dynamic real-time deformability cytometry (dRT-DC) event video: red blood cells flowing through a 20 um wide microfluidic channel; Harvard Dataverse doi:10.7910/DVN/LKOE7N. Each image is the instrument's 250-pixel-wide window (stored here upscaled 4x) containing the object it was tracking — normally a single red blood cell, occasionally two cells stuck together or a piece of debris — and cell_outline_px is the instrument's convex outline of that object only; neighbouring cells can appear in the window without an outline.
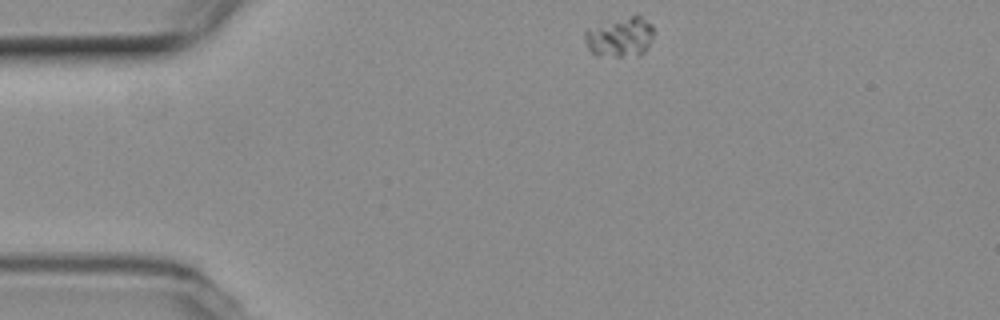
{"species": "common noctule bat (a hibernating species)", "species_latin": "Nyctalus noctula", "temperature_condition": "room temperature", "stored_images_in_passage": 47, "camera_frame_rate_fps": 3000, "um_per_image_px": 0.085, "animal": {"sex": "female", "body_mass_g": 19.3, "forearm_length_mm": 54.1}, "frame": {"image": 1, "passage_image": 1, "time_ms": 0.0, "image_size_px": [1000, 320], "cell_outline_px": [[652, 40], [648, 48], [640, 56], [596, 56], [588, 48], [584, 40], [584, 32], [636, 12], [652, 24]], "centroid_in_image_um": [52.76, 3.16], "position_along_channel_um": 32.2, "area_um2": 16.01}}
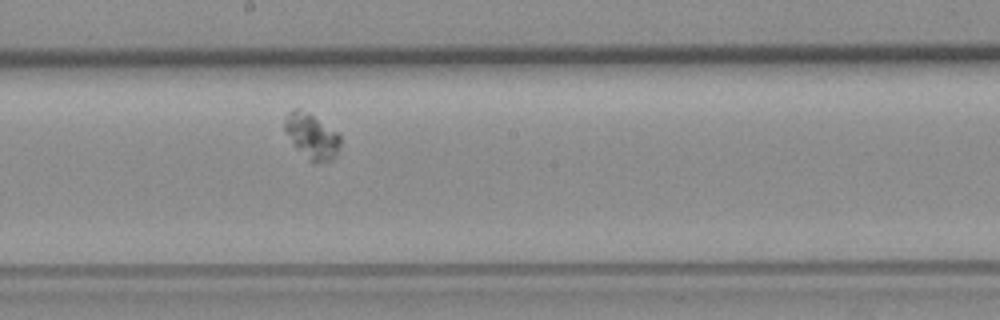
{"frame": {"image": 2, "passage_image": 21, "time_ms": 6.667, "image_size_px": [1000, 320], "cell_outline_px": [[340, 148], [328, 160], [316, 164], [296, 144], [284, 128], [284, 120], [288, 112], [292, 108], [300, 108], [336, 132], [340, 136]], "centroid_in_image_um": [26.5, 11.51], "position_along_channel_um": 221.7, "area_um2": 13.58}}
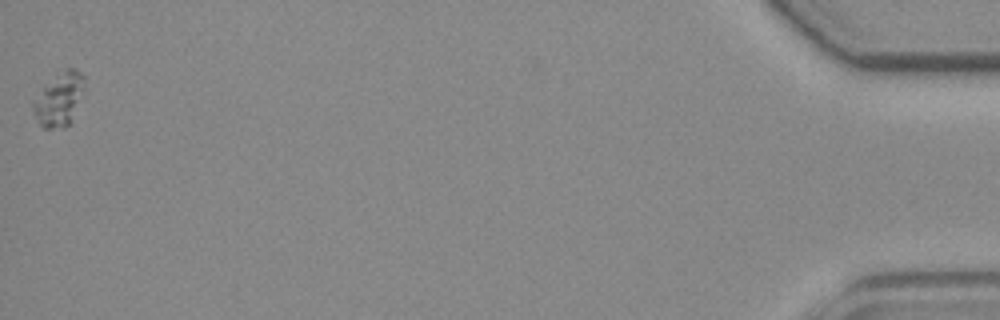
{"frame": {"image": 3, "passage_image": 47, "time_ms": 15.333, "image_size_px": [1000, 320], "cell_outline_px": [[84, 92], [68, 124], [64, 128], [44, 128], [40, 124], [32, 112], [32, 104], [44, 84], [56, 72], [68, 68], [76, 68], [84, 76]], "centroid_in_image_um": [5.02, 8.39], "position_along_channel_um": 430.2, "area_um2": 16.01}, "authors_computed_cell_mechanics": {"area_um2": 15.606, "velocity_mm_per_s": 3.5809, "shape_relaxation_time_tau1_ms": 6.5593, "shape_relaxation_time_tau2_ms": null, "deformation_change_tau1": 0.0537, "deformation_change_tau2": null}}